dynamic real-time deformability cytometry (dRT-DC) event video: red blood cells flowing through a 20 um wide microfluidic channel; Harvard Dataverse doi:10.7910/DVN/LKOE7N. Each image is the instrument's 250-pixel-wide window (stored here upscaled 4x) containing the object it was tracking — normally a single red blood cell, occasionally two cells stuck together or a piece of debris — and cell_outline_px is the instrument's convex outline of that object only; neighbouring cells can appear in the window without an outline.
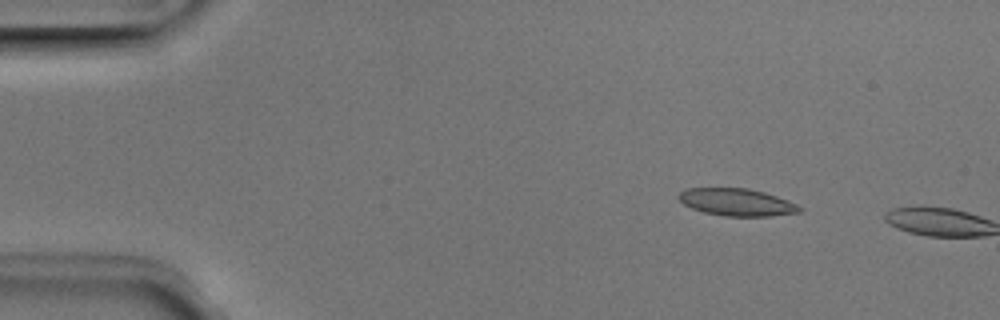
{"species": "Egyptian fruit bat (a non-hibernating species)", "species_latin": "Rousettus aegyptiacus", "temperature_condition": "room temperature", "stored_images_in_passage": 4, "camera_frame_rate_fps": 3000, "um_per_image_px": 0.085, "animal": {"sex": "male"}, "frame": {"image": 1, "passage_image": 2, "time_ms": 0.333, "image_size_px": [1000, 320], "cell_outline_px": [[804, 208], [800, 212], [772, 216], [724, 216], [704, 212], [692, 208], [684, 204], [676, 196], [684, 188], [748, 188], [764, 192], [788, 200]], "centroid_in_image_um": [62.63, 17.18], "position_along_channel_um": 22.4, "area_um2": 19.31}}